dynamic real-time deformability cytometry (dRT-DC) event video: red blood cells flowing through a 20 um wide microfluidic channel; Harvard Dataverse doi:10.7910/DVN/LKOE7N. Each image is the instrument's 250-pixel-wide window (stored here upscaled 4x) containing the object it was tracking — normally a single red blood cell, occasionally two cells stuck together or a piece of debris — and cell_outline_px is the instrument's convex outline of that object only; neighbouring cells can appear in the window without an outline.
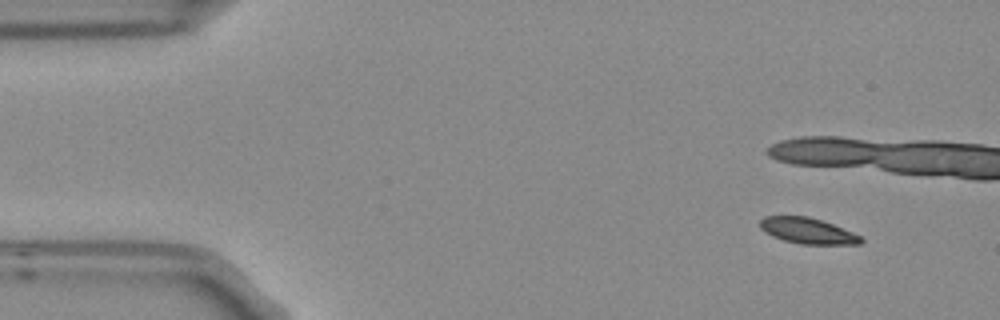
{"species": "Egyptian fruit bat (a non-hibernating species)", "species_latin": "Rousettus aegyptiacus", "temperature_condition": "room temperature", "stored_images_in_passage": 4, "camera_frame_rate_fps": 3000, "um_per_image_px": 0.085, "frame": {"image": 1, "passage_image": 1, "time_ms": 0.0, "image_size_px": [1000, 320], "cell_outline_px": [[864, 240], [860, 244], [800, 244], [784, 240], [772, 236], [764, 232], [760, 228], [760, 220], [764, 216], [808, 216], [832, 224], [852, 232], [860, 236]], "centroid_in_image_um": [68.62, 19.62], "position_along_channel_um": 16.4, "area_um2": 15.09}}